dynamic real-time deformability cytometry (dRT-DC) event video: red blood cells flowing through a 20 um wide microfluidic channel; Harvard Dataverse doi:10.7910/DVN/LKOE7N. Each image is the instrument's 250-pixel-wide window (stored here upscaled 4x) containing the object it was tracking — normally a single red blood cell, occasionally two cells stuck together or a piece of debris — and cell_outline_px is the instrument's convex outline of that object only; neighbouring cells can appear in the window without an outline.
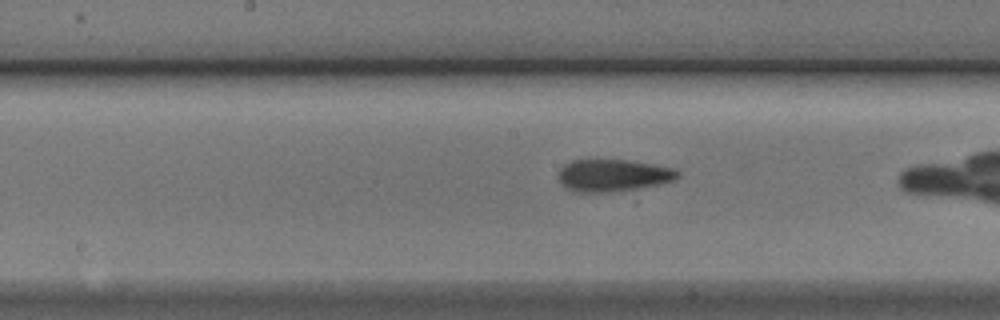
{"species": "Egyptian fruit bat (a non-hibernating species)", "species_latin": "Rousettus aegyptiacus", "temperature_condition": "cold", "stored_images_in_passage": 27, "camera_frame_rate_fps": 3000, "um_per_image_px": 0.085, "animal": {"sex": "male"}, "frame": {"image": 1, "passage_image": 12, "time_ms": 3.667, "image_size_px": [1000, 320], "cell_outline_px": [[680, 176], [672, 180], [660, 184], [612, 192], [576, 192], [564, 188], [560, 184], [560, 168], [564, 164], [572, 160], [628, 160], [652, 164], [672, 168], [680, 172]], "centroid_in_image_um": [52.08, 14.91], "position_along_channel_um": 196.1, "area_um2": 22.25}}